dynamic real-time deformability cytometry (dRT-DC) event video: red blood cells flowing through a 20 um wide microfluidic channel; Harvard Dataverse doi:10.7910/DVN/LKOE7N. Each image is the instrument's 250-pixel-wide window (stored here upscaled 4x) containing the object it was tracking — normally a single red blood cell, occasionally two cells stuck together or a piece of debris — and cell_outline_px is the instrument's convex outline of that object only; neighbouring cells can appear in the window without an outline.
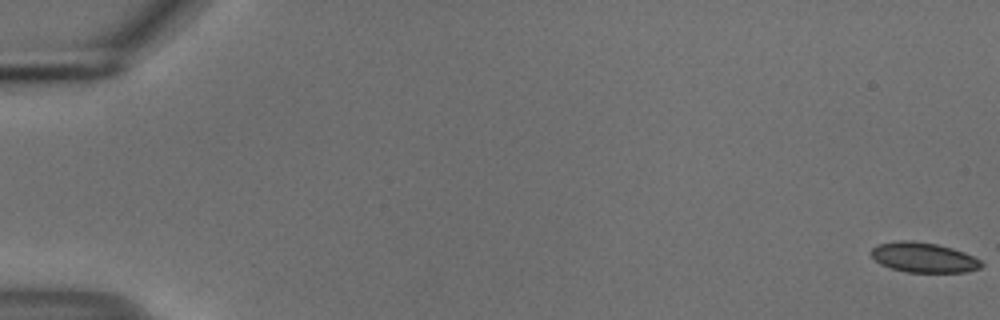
{"species": "common noctule bat (a hibernating species)", "species_latin": "Nyctalus noctula", "temperature_condition": "cold", "stored_images_in_passage": 40, "camera_frame_rate_fps": 3000, "um_per_image_px": 0.085, "animal": {"sex": "male", "body_mass_g": 18.8}, "frame": {"image": 1, "passage_image": 1, "time_ms": 0.0, "image_size_px": [1000, 320], "cell_outline_px": [[984, 264], [980, 268], [964, 272], [908, 272], [892, 268], [880, 264], [868, 252], [872, 248], [880, 244], [900, 240], [912, 240], [936, 244], [952, 248], [964, 252], [980, 260]], "centroid_in_image_um": [78.5, 21.88], "position_along_channel_um": 6.5, "area_um2": 19.13}}
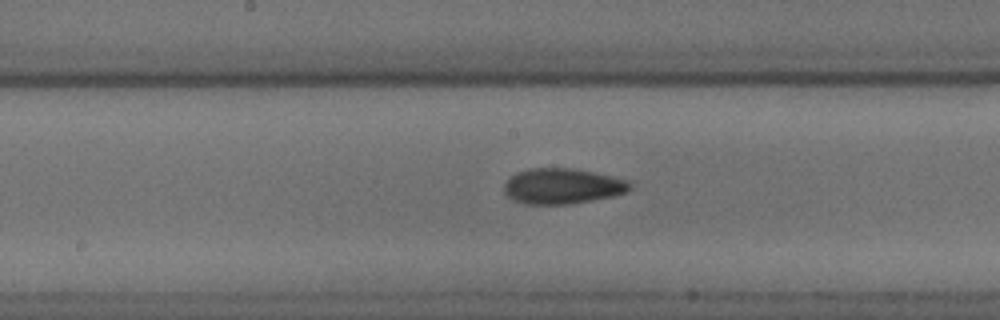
{"frame": {"image": 2, "passage_image": 14, "time_ms": 4.333, "image_size_px": [1000, 320], "cell_outline_px": [[632, 188], [628, 192], [612, 196], [572, 204], [524, 204], [512, 200], [504, 192], [504, 184], [516, 172], [528, 168], [572, 168], [592, 172], [628, 180], [632, 184]], "centroid_in_image_um": [47.8, 15.83], "position_along_channel_um": 200.4, "area_um2": 26.13}}
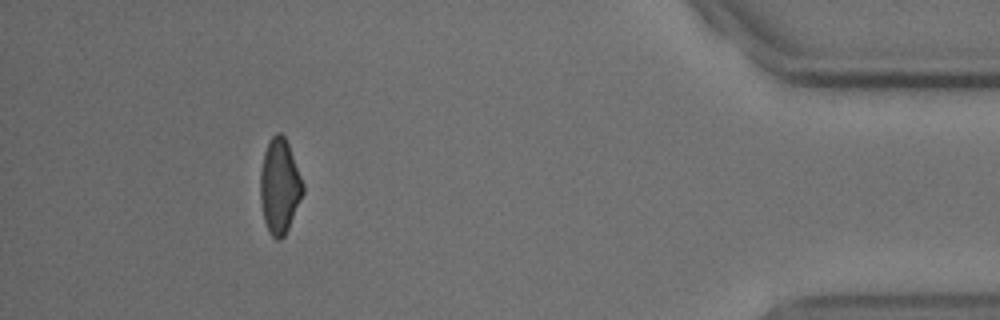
{"frame": {"image": 3, "passage_image": 35, "time_ms": 11.333, "image_size_px": [1000, 320], "cell_outline_px": [[304, 192], [288, 228], [284, 236], [280, 240], [276, 240], [272, 236], [264, 220], [260, 200], [260, 172], [264, 152], [272, 136], [276, 132], [280, 132], [284, 136], [288, 144], [304, 184]], "centroid_in_image_um": [23.76, 15.82], "position_along_channel_um": 411.4, "area_um2": 23.35}, "authors_computed_cell_mechanics": {"area_um2": 24.7673, "velocity_mm_per_s": 3.7426, "shape_relaxation_time_tau1_ms": 7.3545, "shape_relaxation_time_tau2_ms": 2.2512, "deformation_change_tau1": 0.1599, "deformation_change_tau2": 0.0664}}